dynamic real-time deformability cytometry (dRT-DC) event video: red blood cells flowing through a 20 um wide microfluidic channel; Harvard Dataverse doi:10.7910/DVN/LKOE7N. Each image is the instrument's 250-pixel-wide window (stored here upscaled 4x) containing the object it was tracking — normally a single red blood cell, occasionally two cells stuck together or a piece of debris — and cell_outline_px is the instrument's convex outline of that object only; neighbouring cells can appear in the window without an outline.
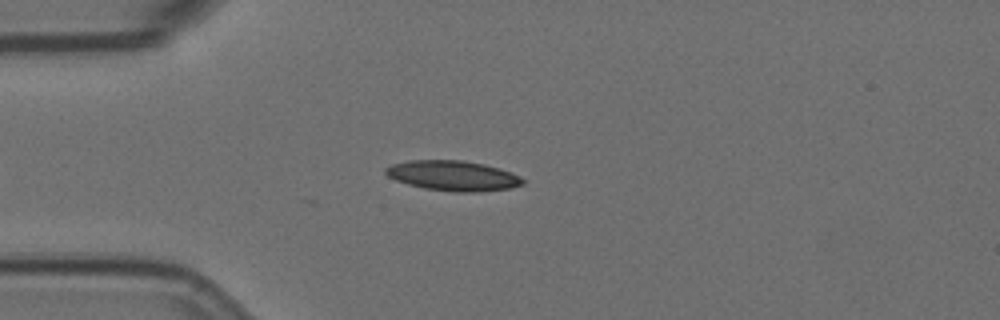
{"species": "Egyptian fruit bat (a non-hibernating species)", "species_latin": "Rousettus aegyptiacus", "temperature_condition": "room temperature", "stored_images_in_passage": 7, "camera_frame_rate_fps": 3000, "um_per_image_px": 0.085, "animal": {"sex": "female"}, "frame": {"image": 1, "passage_image": 1, "time_ms": 0.0, "image_size_px": [1000, 320], "cell_outline_px": [[524, 184], [508, 188], [480, 192], [452, 192], [424, 188], [408, 184], [396, 180], [388, 176], [384, 172], [384, 168], [392, 164], [408, 160], [464, 160], [484, 164], [500, 168], [520, 176], [524, 180]], "centroid_in_image_um": [38.49, 14.93], "position_along_channel_um": 46.5, "area_um2": 24.16}}
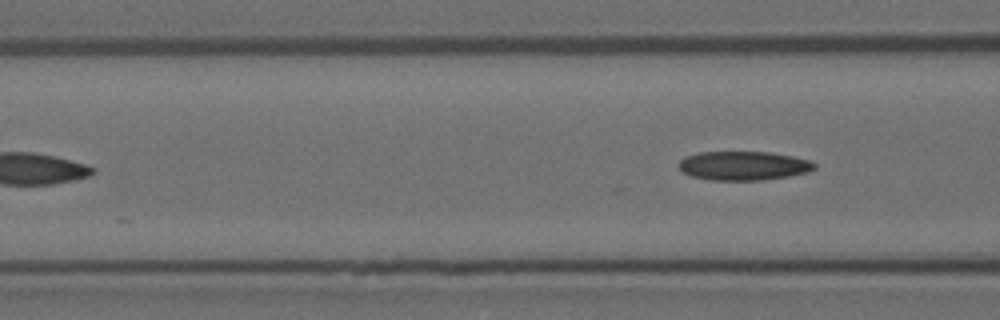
{"frame": {"image": 2, "passage_image": 7, "time_ms": 2.0, "image_size_px": [1000, 320], "cell_outline_px": [[816, 168], [808, 172], [788, 176], [760, 180], [712, 180], [692, 176], [684, 172], [676, 164], [684, 156], [700, 152], [768, 152], [792, 156], [808, 160], [816, 164]], "centroid_in_image_um": [63.17, 14.08], "position_along_channel_um": 103.4, "area_um2": 22.83}}